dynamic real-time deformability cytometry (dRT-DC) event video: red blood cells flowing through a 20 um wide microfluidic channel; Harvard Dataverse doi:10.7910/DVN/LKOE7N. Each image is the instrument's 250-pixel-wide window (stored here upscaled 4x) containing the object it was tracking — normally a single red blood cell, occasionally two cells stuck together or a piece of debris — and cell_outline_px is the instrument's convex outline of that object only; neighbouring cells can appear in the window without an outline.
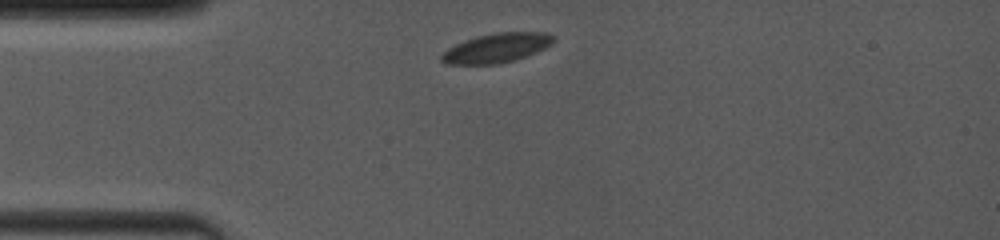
{"species": "common noctule bat (a hibernating species)", "species_latin": "Nyctalus noctula", "temperature_condition": "room temperature", "stored_images_in_passage": 7, "camera_frame_rate_fps": 4000, "um_per_image_px": 0.085, "animal": {"sex": "female", "body_mass_g": 19.0, "forearm_length_mm": 53.3}, "frame": {"image": 1, "passage_image": 1, "time_ms": 0.0, "image_size_px": [1000, 240], "cell_outline_px": [[556, 40], [552, 44], [536, 52], [516, 60], [500, 64], [444, 64], [440, 60], [440, 56], [448, 48], [464, 40], [476, 36], [492, 32], [548, 32]], "centroid_in_image_um": [42.21, 4.07], "position_along_channel_um": 42.8, "area_um2": 19.36}}
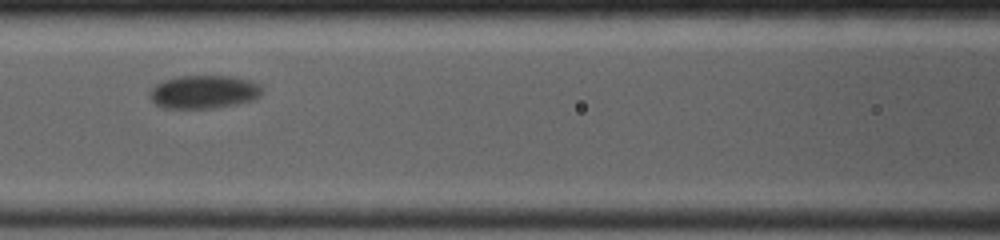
{"frame": {"image": 2, "passage_image": 4, "time_ms": 3.5, "image_size_px": [1000, 240], "cell_outline_px": [[260, 96], [256, 100], [240, 104], [212, 108], [164, 108], [156, 104], [148, 96], [148, 92], [156, 84], [164, 80], [176, 76], [228, 76], [248, 80], [260, 84]], "centroid_in_image_um": [17.31, 7.82], "position_along_channel_um": 149.3, "area_um2": 21.91}}
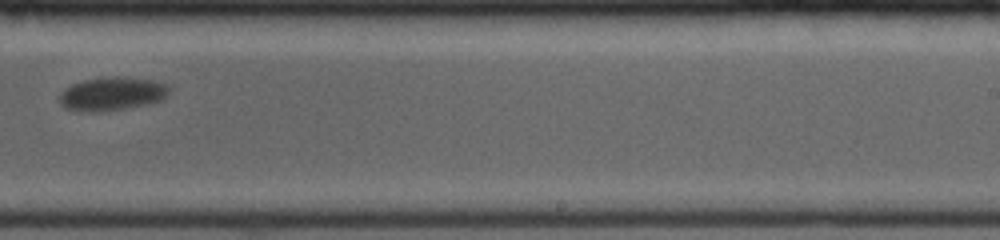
{"frame": {"image": 3, "passage_image": 7, "time_ms": 7.0, "image_size_px": [1000, 240], "cell_outline_px": [[168, 96], [164, 100], [148, 104], [100, 112], [92, 112], [64, 108], [60, 104], [60, 96], [64, 88], [72, 84], [84, 80], [116, 76], [152, 80], [168, 84]], "centroid_in_image_um": [9.54, 7.98], "position_along_channel_um": 279.5, "area_um2": 21.33}}